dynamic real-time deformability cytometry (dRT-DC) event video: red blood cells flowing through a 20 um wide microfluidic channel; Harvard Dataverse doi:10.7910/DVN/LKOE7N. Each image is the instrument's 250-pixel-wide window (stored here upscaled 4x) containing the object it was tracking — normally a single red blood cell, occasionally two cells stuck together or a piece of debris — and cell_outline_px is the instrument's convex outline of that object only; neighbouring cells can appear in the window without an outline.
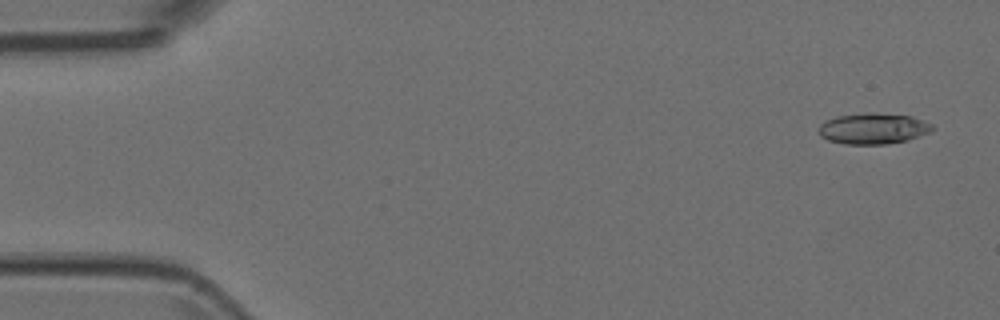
{"species": "Egyptian fruit bat (a non-hibernating species)", "species_latin": "Rousettus aegyptiacus", "temperature_condition": "room temperature", "stored_images_in_passage": 5, "camera_frame_rate_fps": 3000, "um_per_image_px": 0.085, "animal": {"sex": "female"}, "frame": {"image": 1, "passage_image": 1, "time_ms": 0.0, "image_size_px": [1000, 320], "cell_outline_px": [[936, 128], [932, 132], [908, 140], [888, 144], [844, 144], [828, 140], [820, 136], [820, 124], [824, 120], [836, 116], [868, 112], [876, 112], [912, 116], [924, 120], [932, 124]], "centroid_in_image_um": [74.27, 10.92], "position_along_channel_um": 10.7, "area_um2": 20.87}}
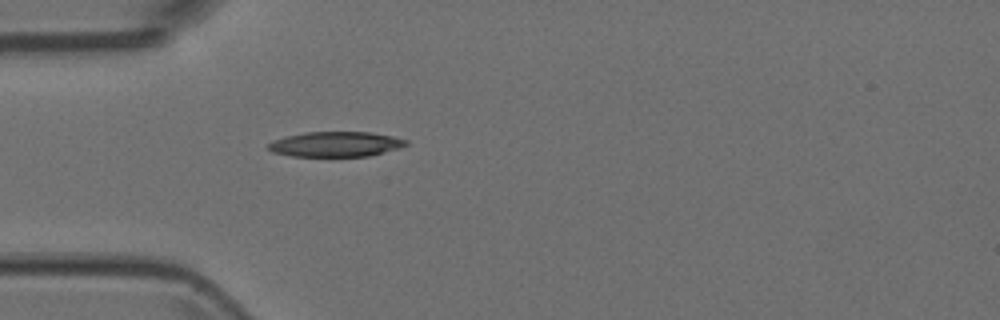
{"frame": {"image": 2, "passage_image": 5, "time_ms": 1.333, "image_size_px": [1000, 320], "cell_outline_px": [[408, 144], [400, 148], [368, 156], [292, 156], [272, 152], [268, 148], [268, 144], [272, 140], [288, 136], [308, 132], [368, 132], [392, 136], [408, 140]], "centroid_in_image_um": [28.55, 12.26], "position_along_channel_um": 56.5, "area_um2": 20.0}}